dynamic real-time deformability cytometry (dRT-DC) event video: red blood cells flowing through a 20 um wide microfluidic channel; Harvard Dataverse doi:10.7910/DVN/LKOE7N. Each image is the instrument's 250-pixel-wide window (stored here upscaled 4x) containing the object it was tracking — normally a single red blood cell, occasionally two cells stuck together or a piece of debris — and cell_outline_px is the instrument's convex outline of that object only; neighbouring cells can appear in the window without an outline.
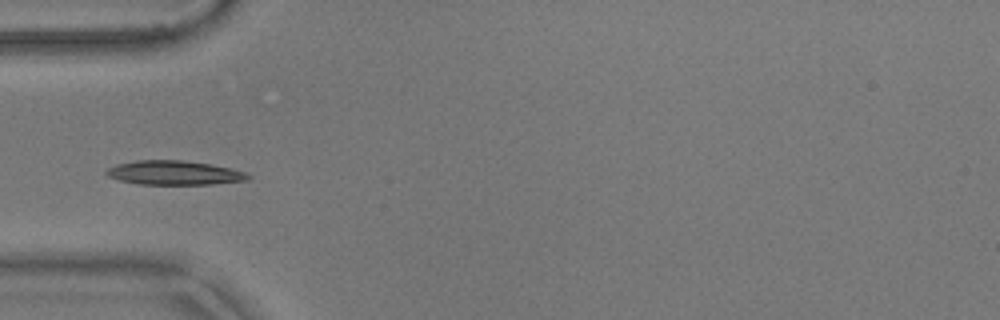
{"species": "common noctule bat (a hibernating species)", "species_latin": "Nyctalus noctula", "temperature_condition": "warm", "stored_images_in_passage": 28, "camera_frame_rate_fps": 3000, "um_per_image_px": 0.085, "animal": {"sex": "male", "body_mass_g": 17.9}, "frame": {"image": 1, "passage_image": 1, "time_ms": 0.0, "image_size_px": [1000, 320], "cell_outline_px": [[252, 176], [248, 180], [212, 184], [136, 184], [120, 180], [108, 176], [104, 172], [108, 168], [116, 164], [136, 160], [180, 160], [208, 164], [228, 168], [244, 172]], "centroid_in_image_um": [14.77, 14.69], "position_along_channel_um": 70.2, "area_um2": 19.77}}
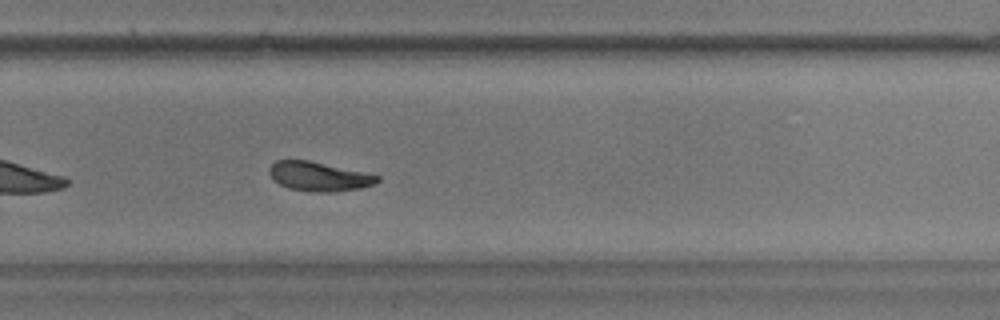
{"frame": {"image": 2, "passage_image": 20, "time_ms": 6.333, "image_size_px": [1000, 320], "cell_outline_px": [[380, 180], [372, 184], [360, 188], [336, 192], [316, 192], [288, 188], [280, 184], [268, 172], [268, 168], [276, 160], [308, 160], [364, 172], [380, 176]], "centroid_in_image_um": [27.1, 15.0], "position_along_channel_um": 302.7, "area_um2": 18.21}, "authors_computed_cell_mechanics": {"area_um2": 18.496, "velocity_mm_per_s": 3.6673, "shape_relaxation_time_tau1_ms": 4.1246, "shape_relaxation_time_tau2_ms": 1.8317, "deformation_change_tau1": 0.1234, "deformation_change_tau2": 0.0573}}